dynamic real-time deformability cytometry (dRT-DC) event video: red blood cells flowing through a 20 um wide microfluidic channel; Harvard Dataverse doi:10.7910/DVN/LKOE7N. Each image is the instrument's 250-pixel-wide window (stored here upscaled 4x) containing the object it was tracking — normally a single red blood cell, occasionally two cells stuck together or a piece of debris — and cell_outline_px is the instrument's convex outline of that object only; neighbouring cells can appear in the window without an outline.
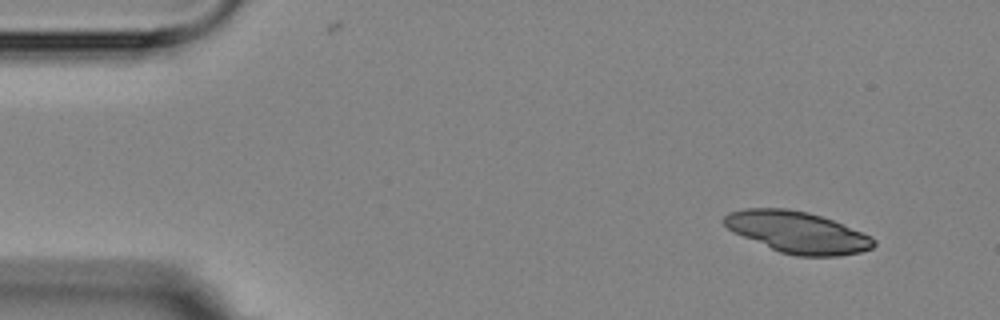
{"species": "Egyptian fruit bat (a non-hibernating species)", "species_latin": "Rousettus aegyptiacus", "temperature_condition": "room temperature", "stored_images_in_passage": 5, "camera_frame_rate_fps": 3000, "um_per_image_px": 0.085, "animal": {"sex": "female"}, "frame": {"image": 1, "passage_image": 1, "time_ms": 0.0, "image_size_px": [1000, 320], "cell_outline_px": [[876, 244], [872, 248], [860, 252], [836, 256], [796, 256], [780, 252], [732, 232], [724, 224], [724, 216], [728, 212], [744, 208], [788, 208], [808, 212], [832, 220], [872, 236], [876, 240]], "centroid_in_image_um": [67.78, 19.73], "position_along_channel_um": 17.2, "area_um2": 36.13}}